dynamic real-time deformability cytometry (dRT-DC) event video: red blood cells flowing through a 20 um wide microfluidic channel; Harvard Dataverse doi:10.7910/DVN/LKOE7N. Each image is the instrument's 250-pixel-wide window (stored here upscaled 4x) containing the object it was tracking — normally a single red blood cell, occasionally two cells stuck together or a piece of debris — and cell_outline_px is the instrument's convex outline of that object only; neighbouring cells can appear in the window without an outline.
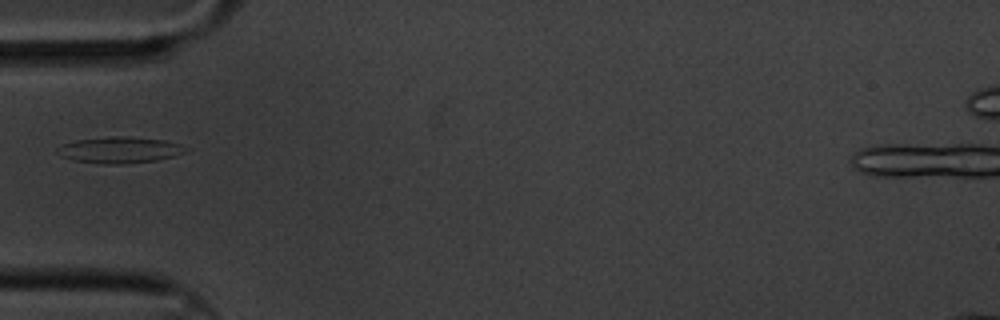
{"species": "common noctule bat (a hibernating species)", "species_latin": "Nyctalus noctula", "temperature_condition": "cold", "stored_images_in_passage": 42, "camera_frame_rate_fps": 3000, "um_per_image_px": 0.085, "animal": {"sex": "male", "body_mass_g": 20.1, "forearm_length_mm": 53.5}, "frame": {"image": 1, "passage_image": 1, "time_ms": 0.0, "image_size_px": [1000, 320], "cell_outline_px": [[188, 148], [184, 152], [172, 156], [156, 160], [124, 164], [104, 164], [72, 160], [60, 156], [56, 152], [56, 148], [64, 144], [76, 140], [108, 136], [128, 136], [164, 140], [180, 144]], "centroid_in_image_um": [10.13, 12.74], "position_along_channel_um": 74.9, "area_um2": 19.65}}
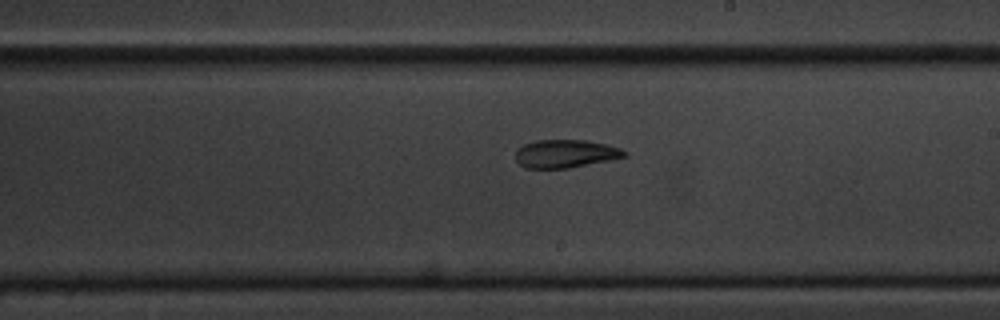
{"frame": {"image": 2, "passage_image": 16, "time_ms": 5.0, "image_size_px": [1000, 320], "cell_outline_px": [[628, 156], [612, 160], [568, 168], [524, 168], [516, 160], [516, 148], [524, 144], [536, 140], [588, 140], [620, 148], [628, 152]], "centroid_in_image_um": [48.08, 13.06], "position_along_channel_um": 240.9, "area_um2": 17.98}}
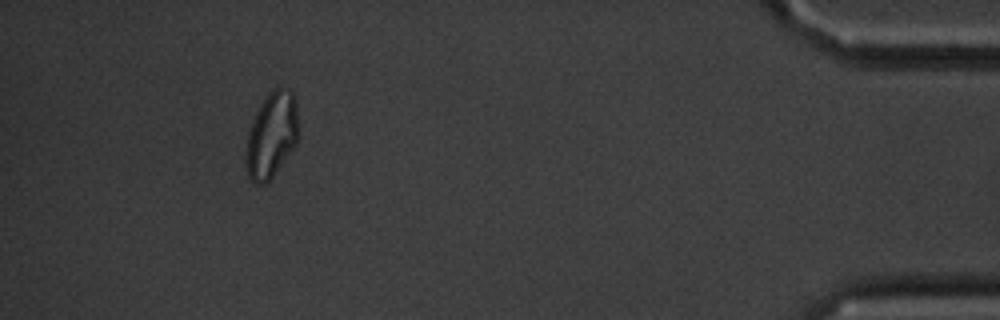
{"frame": {"image": 3, "passage_image": 37, "time_ms": 12.0, "image_size_px": [1000, 320], "cell_outline_px": [[300, 136], [296, 144], [272, 176], [264, 184], [252, 184], [248, 176], [248, 132], [256, 112], [268, 92], [272, 88], [280, 84], [292, 92], [296, 100]], "centroid_in_image_um": [23.14, 11.4], "position_along_channel_um": 412.1, "area_um2": 26.07}}